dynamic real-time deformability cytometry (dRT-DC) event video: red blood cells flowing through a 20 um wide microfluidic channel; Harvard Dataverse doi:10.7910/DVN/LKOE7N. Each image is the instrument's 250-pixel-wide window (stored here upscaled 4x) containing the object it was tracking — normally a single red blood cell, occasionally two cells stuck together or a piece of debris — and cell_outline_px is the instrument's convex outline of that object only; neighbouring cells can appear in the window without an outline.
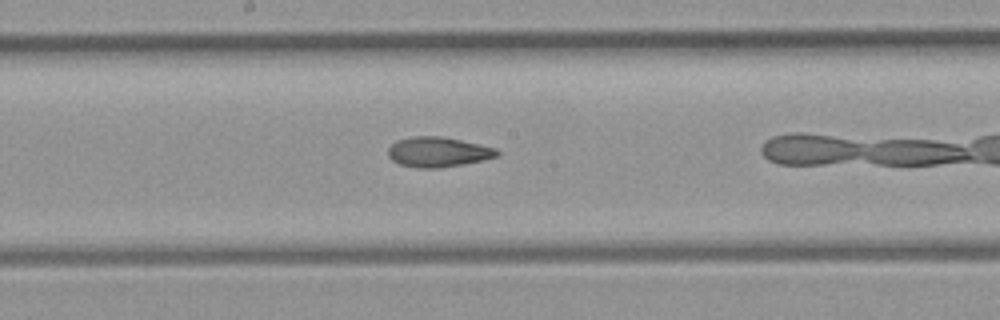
{"species": "common noctule bat (a hibernating species)", "species_latin": "Nyctalus noctula", "temperature_condition": "room temperature", "stored_images_in_passage": 10, "camera_frame_rate_fps": 3000, "um_per_image_px": 0.085, "animal": {"sex": "female", "body_mass_g": 21.9}, "frame": {"image": 1, "passage_image": 9, "time_ms": 2.667, "image_size_px": [1000, 320], "cell_outline_px": [[500, 152], [496, 156], [464, 164], [440, 168], [416, 168], [400, 164], [392, 160], [388, 156], [388, 148], [396, 140], [412, 136], [440, 136], [480, 144], [496, 148]], "centroid_in_image_um": [37.2, 12.92], "position_along_channel_um": 211.0, "area_um2": 19.02}}